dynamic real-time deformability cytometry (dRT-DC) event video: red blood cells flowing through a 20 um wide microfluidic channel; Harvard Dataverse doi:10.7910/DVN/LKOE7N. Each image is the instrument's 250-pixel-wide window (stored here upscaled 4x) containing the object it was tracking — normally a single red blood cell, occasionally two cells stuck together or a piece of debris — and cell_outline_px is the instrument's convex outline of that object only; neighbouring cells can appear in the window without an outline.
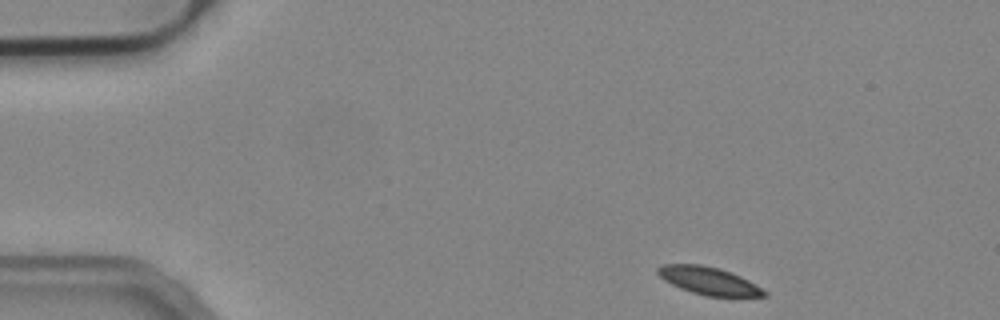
{"species": "common noctule bat (a hibernating species)", "species_latin": "Nyctalus noctula", "temperature_condition": "cold", "stored_images_in_passage": 48, "camera_frame_rate_fps": 3000, "um_per_image_px": 0.085, "animal": {"sex": "male", "body_mass_g": 19.2, "forearm_length_mm": 51.8}, "frame": {"image": 1, "passage_image": 1, "time_ms": 0.0, "image_size_px": [1000, 320], "cell_outline_px": [[768, 296], [708, 296], [692, 292], [680, 288], [664, 280], [656, 272], [656, 268], [664, 264], [700, 264], [720, 268], [740, 276], [748, 280], [768, 292]], "centroid_in_image_um": [60.23, 23.86], "position_along_channel_um": 24.8, "area_um2": 17.05}}
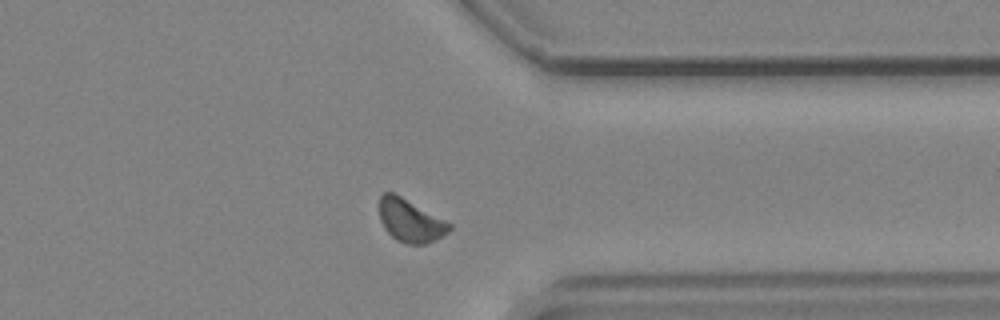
{"frame": {"image": 2, "passage_image": 36, "time_ms": 11.667, "image_size_px": [1000, 320], "cell_outline_px": [[452, 228], [448, 232], [424, 244], [408, 244], [396, 240], [384, 228], [380, 220], [380, 196], [384, 192], [392, 192], [400, 196], [452, 224]], "centroid_in_image_um": [34.85, 18.76], "position_along_channel_um": 376.5, "area_um2": 17.05}}
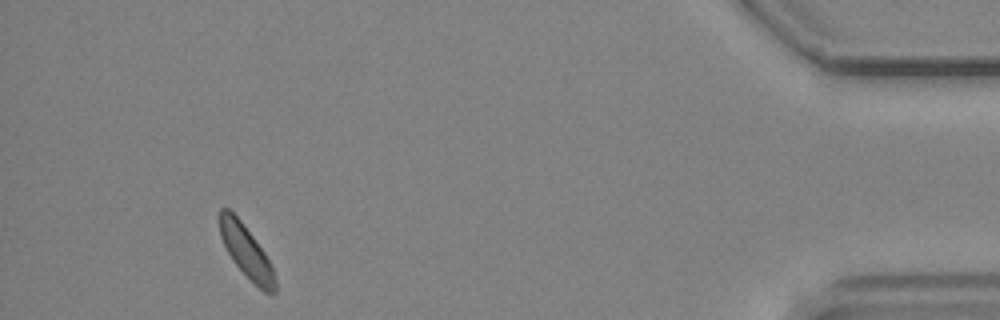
{"frame": {"image": 3, "passage_image": 44, "time_ms": 14.333, "image_size_px": [1000, 320], "cell_outline_px": [[276, 292], [264, 292], [232, 260], [220, 236], [216, 216], [220, 208], [228, 208], [240, 220], [264, 252], [272, 268], [276, 284]], "centroid_in_image_um": [20.86, 21.3], "position_along_channel_um": 414.3, "area_um2": 16.53}, "authors_computed_cell_mechanics": {"area_um2": 17.7735, "velocity_mm_per_s": 3.7428, "shape_relaxation_time_tau1_ms": 4.273, "shape_relaxation_time_tau2_ms": null, "deformation_change_tau1": 0.0771, "deformation_change_tau2": null}}